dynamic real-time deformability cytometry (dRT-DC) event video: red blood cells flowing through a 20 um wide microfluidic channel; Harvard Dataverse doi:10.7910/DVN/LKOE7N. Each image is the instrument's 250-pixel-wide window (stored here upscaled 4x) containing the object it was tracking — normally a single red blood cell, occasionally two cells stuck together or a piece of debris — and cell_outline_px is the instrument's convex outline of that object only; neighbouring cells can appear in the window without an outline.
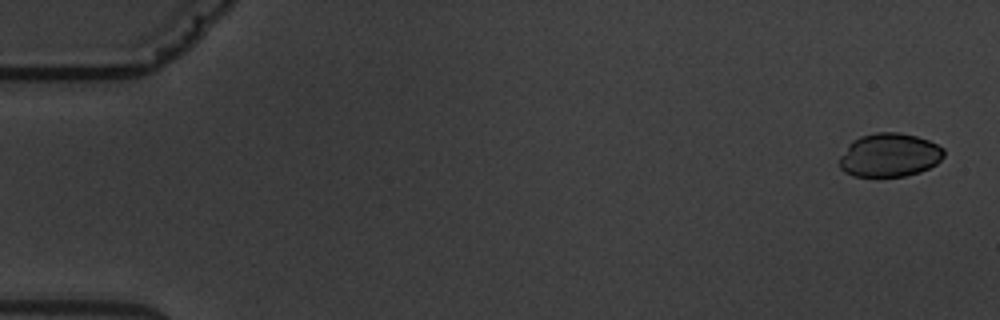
{"species": "common noctule bat (a hibernating species)", "species_latin": "Nyctalus noctula", "temperature_condition": "warm", "stored_images_in_passage": 9, "camera_frame_rate_fps": 3000, "um_per_image_px": 0.085, "animal": {"sex": "male", "body_mass_g": 19.5, "forearm_length_mm": 54.6}, "frame": {"image": 1, "passage_image": 1, "time_ms": 0.0, "image_size_px": [1000, 320], "cell_outline_px": [[944, 156], [936, 164], [920, 172], [904, 176], [852, 176], [844, 172], [840, 168], [840, 156], [848, 144], [852, 140], [860, 136], [876, 132], [900, 132], [916, 136], [928, 140], [944, 148]], "centroid_in_image_um": [75.59, 13.17], "position_along_channel_um": 9.4, "area_um2": 26.65}}